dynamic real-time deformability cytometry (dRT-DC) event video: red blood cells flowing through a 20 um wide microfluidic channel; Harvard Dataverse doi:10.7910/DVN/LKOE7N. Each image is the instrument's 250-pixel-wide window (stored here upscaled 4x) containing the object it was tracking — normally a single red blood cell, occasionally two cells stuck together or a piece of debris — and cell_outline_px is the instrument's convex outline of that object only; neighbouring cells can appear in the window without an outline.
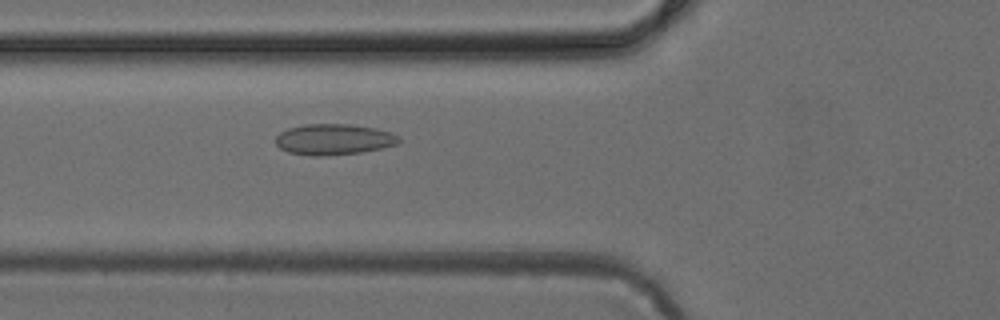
{"species": "common noctule bat (a hibernating species)", "species_latin": "Nyctalus noctula", "temperature_condition": "cold", "stored_images_in_passage": 45, "camera_frame_rate_fps": 3000, "um_per_image_px": 0.085, "animal": {"sex": "female", "body_mass_g": 24.6, "forearm_length_mm": 56.2}, "frame": {"image": 1, "passage_image": 14, "time_ms": 4.333, "image_size_px": [1000, 320], "cell_outline_px": [[400, 140], [396, 144], [380, 148], [360, 152], [320, 156], [312, 156], [288, 152], [280, 148], [276, 144], [276, 136], [280, 132], [288, 128], [304, 124], [352, 124], [376, 128], [392, 132]], "centroid_in_image_um": [28.34, 11.84], "position_along_channel_um": 97.5, "area_um2": 22.08}}
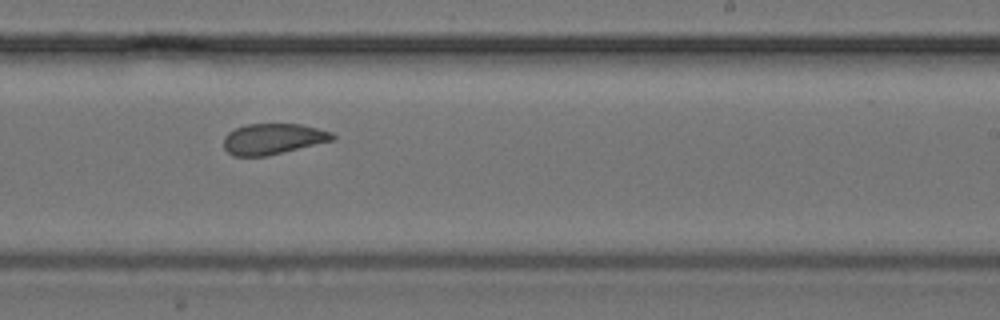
{"frame": {"image": 2, "passage_image": 26, "time_ms": 8.333, "image_size_px": [1000, 320], "cell_outline_px": [[336, 140], [268, 156], [232, 156], [224, 148], [224, 136], [228, 132], [244, 124], [300, 124], [332, 132], [336, 136]], "centroid_in_image_um": [23.22, 11.81], "position_along_channel_um": 265.8, "area_um2": 19.77}}
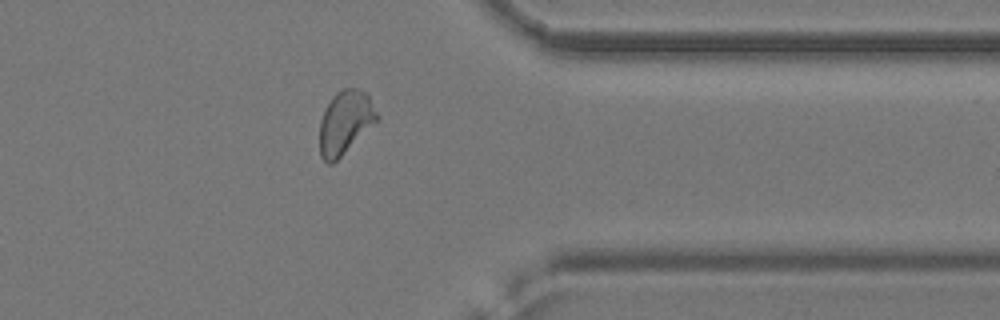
{"frame": {"image": 3, "passage_image": 35, "time_ms": 11.333, "image_size_px": [1000, 320], "cell_outline_px": [[380, 120], [332, 164], [328, 164], [320, 156], [320, 120], [324, 108], [332, 96], [336, 92], [344, 88], [360, 88], [368, 96], [380, 116]], "centroid_in_image_um": [29.35, 10.39], "position_along_channel_um": 382.0, "area_um2": 21.44}}